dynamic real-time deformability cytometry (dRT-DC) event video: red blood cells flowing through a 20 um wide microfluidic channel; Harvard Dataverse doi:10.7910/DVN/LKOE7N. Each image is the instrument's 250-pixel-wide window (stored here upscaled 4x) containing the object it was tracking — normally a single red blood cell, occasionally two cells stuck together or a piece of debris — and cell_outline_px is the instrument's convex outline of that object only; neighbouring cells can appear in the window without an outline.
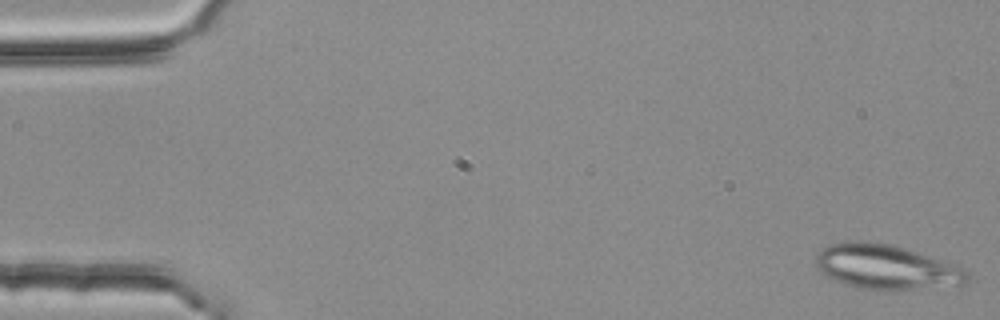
{"species": "common noctule bat (a hibernating species)", "species_latin": "Nyctalus noctula", "temperature_condition": "room temperature", "stored_images_in_passage": 6, "camera_frame_rate_fps": 3000, "um_per_image_px": 0.085, "animal": {"sex": "female", "body_mass_g": 25.1}, "frame": {"image": 1, "passage_image": 1, "time_ms": 0.0, "image_size_px": [1000, 320], "cell_outline_px": [[968, 280], [964, 284], [884, 292], [860, 288], [844, 284], [828, 276], [816, 268], [816, 252], [828, 244], [844, 240], [864, 240], [892, 244], [908, 248], [964, 268], [968, 272]], "centroid_in_image_um": [75.29, 22.68], "position_along_channel_um": 9.7, "area_um2": 40.17}}